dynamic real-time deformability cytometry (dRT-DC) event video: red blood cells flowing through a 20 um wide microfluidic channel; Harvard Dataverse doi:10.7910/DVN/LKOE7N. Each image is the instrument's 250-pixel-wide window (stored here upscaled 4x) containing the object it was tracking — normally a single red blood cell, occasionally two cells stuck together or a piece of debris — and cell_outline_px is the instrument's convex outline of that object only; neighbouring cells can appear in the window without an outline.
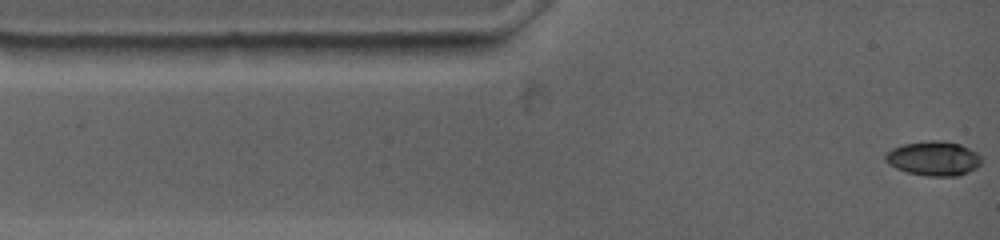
{"species": "common noctule bat (a hibernating species)", "species_latin": "Nyctalus noctula", "temperature_condition": "warm", "stored_images_in_passage": 13, "camera_frame_rate_fps": 4500, "um_per_image_px": 0.085, "animal": {"sex": "female", "body_mass_g": 19.0, "forearm_length_mm": 53.3}, "frame": {"image": 1, "passage_image": 1, "time_ms": 0.0, "image_size_px": [1000, 240], "cell_outline_px": [[980, 164], [976, 168], [956, 176], [928, 176], [908, 172], [896, 168], [884, 160], [884, 156], [892, 148], [904, 144], [928, 140], [944, 140], [960, 144], [976, 152], [980, 156]], "centroid_in_image_um": [79.34, 13.45], "position_along_channel_um": 5.7, "area_um2": 19.13}}
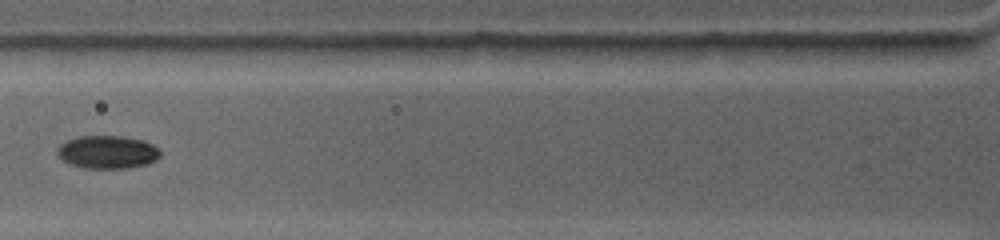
{"frame": {"image": 2, "passage_image": 10, "time_ms": 4.222, "image_size_px": [1000, 240], "cell_outline_px": [[160, 156], [156, 160], [148, 164], [128, 168], [84, 168], [72, 164], [64, 160], [56, 152], [56, 148], [60, 144], [68, 140], [80, 136], [124, 136], [144, 140], [152, 144], [160, 152]], "centroid_in_image_um": [9.15, 12.92], "position_along_channel_um": 116.6, "area_um2": 19.77}}
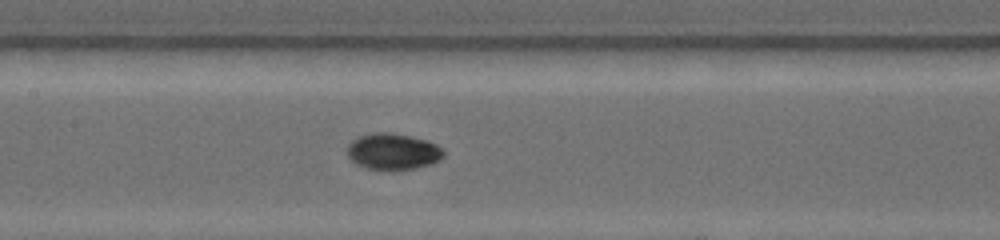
{"frame": {"image": 3, "passage_image": 13, "time_ms": 5.778, "image_size_px": [1000, 240], "cell_outline_px": [[444, 156], [440, 160], [432, 164], [412, 168], [364, 168], [356, 164], [348, 156], [348, 144], [352, 140], [360, 136], [376, 132], [392, 132], [412, 136], [428, 140], [436, 144], [444, 152]], "centroid_in_image_um": [33.41, 12.85], "position_along_channel_um": 174.0, "area_um2": 20.11}}